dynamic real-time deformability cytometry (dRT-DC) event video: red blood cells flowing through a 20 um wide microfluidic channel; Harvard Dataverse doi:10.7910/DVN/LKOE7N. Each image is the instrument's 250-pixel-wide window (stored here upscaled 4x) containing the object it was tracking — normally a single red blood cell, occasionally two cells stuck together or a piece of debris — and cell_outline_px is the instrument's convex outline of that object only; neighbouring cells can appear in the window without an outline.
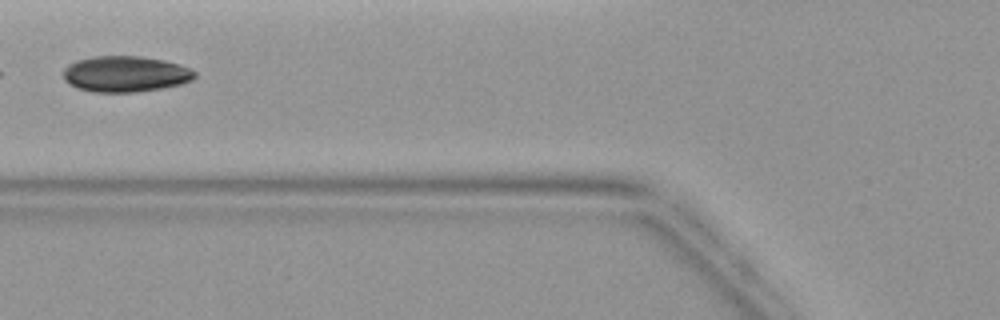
{"species": "common noctule bat (a hibernating species)", "species_latin": "Nyctalus noctula", "temperature_condition": "warm", "stored_images_in_passage": 5, "camera_frame_rate_fps": 3000, "um_per_image_px": 0.085, "animal": {"sex": "female", "body_mass_g": 19.9}, "frame": {"image": 1, "passage_image": 4, "time_ms": 4.667, "image_size_px": [1000, 320], "cell_outline_px": [[196, 76], [192, 80], [180, 84], [164, 88], [136, 92], [92, 92], [68, 84], [64, 80], [64, 68], [68, 64], [76, 60], [92, 56], [140, 56], [164, 60], [180, 64], [196, 72]], "centroid_in_image_um": [10.65, 6.28], "position_along_channel_um": 115.1, "area_um2": 27.69}}